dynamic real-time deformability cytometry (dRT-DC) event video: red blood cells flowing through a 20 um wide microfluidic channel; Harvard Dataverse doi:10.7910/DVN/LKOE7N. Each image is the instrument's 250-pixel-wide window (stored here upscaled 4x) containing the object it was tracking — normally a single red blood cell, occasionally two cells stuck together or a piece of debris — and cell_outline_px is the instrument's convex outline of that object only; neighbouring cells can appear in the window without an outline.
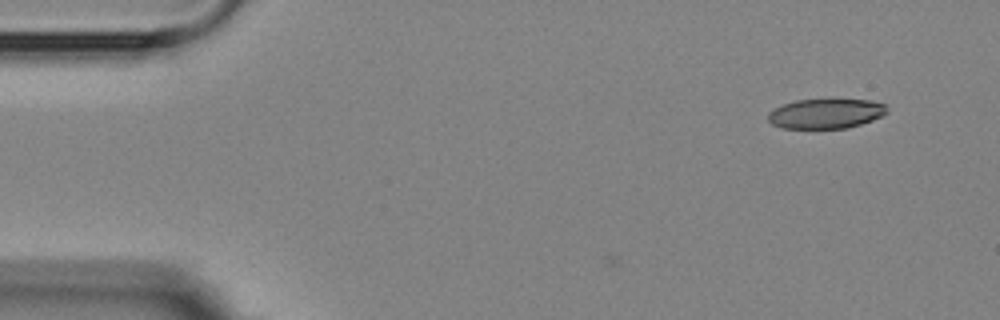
{"species": "Egyptian fruit bat (a non-hibernating species)", "species_latin": "Rousettus aegyptiacus", "temperature_condition": "room temperature", "stored_images_in_passage": 2, "camera_frame_rate_fps": 3000, "um_per_image_px": 0.085, "animal": {"sex": "female"}, "frame": {"image": 1, "passage_image": 2, "time_ms": 1.333, "image_size_px": [1000, 320], "cell_outline_px": [[888, 112], [872, 120], [848, 128], [784, 128], [772, 124], [768, 120], [768, 112], [784, 104], [796, 100], [872, 100], [884, 104], [888, 108]], "centroid_in_image_um": [70.2, 9.66], "position_along_channel_um": 14.8, "area_um2": 20.4}}